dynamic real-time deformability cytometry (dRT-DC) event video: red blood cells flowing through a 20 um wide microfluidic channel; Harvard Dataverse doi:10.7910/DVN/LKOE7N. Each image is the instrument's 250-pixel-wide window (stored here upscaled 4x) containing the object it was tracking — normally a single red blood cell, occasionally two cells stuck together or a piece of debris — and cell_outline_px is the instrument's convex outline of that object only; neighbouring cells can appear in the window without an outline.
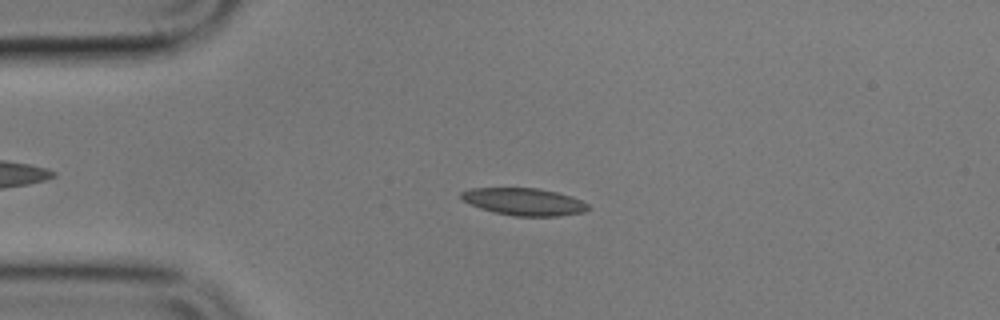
{"species": "common noctule bat (a hibernating species)", "species_latin": "Nyctalus noctula", "temperature_condition": "cold", "stored_images_in_passage": 4, "camera_frame_rate_fps": 3000, "um_per_image_px": 0.085, "animal": {"sex": "male", "body_mass_g": 17.9}, "frame": {"image": 1, "passage_image": 3, "time_ms": 2.333, "image_size_px": [1000, 320], "cell_outline_px": [[592, 208], [584, 212], [560, 216], [516, 216], [496, 212], [480, 208], [464, 200], [460, 196], [460, 192], [472, 188], [536, 188], [556, 192], [572, 196], [588, 204]], "centroid_in_image_um": [44.59, 17.14], "position_along_channel_um": 40.4, "area_um2": 20.06}}